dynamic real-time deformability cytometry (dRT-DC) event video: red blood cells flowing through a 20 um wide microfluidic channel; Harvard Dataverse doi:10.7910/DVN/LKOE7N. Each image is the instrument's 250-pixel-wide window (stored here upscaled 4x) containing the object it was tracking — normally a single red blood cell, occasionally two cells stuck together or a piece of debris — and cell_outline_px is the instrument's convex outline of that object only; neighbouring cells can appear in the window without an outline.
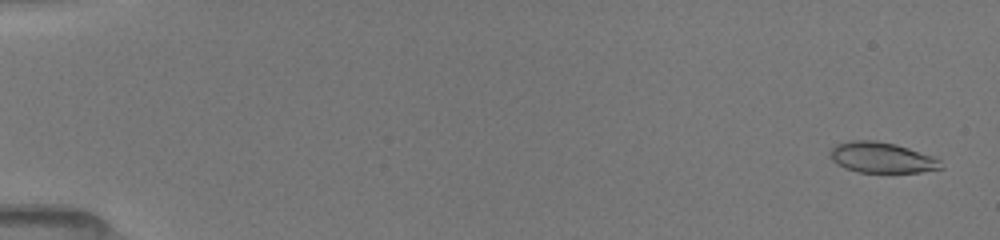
{"species": "common noctule bat (a hibernating species)", "species_latin": "Nyctalus noctula", "temperature_condition": "room temperature", "stored_images_in_passage": 51, "camera_frame_rate_fps": 3000, "um_per_image_px": 0.085, "animal": {"sex": "female", "body_mass_g": 19.5, "forearm_length_mm": 54.1}, "frame": {"image": 1, "passage_image": 2, "time_ms": 0.333, "image_size_px": [1000, 240], "cell_outline_px": [[944, 168], [920, 172], [856, 172], [844, 168], [836, 164], [832, 160], [828, 152], [836, 144], [848, 140], [876, 140], [896, 144], [932, 156], [940, 160]], "centroid_in_image_um": [74.91, 13.39], "position_along_channel_um": 10.1, "area_um2": 19.94}}
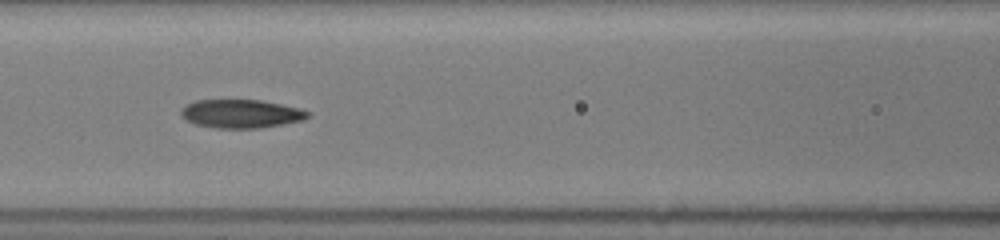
{"frame": {"image": 2, "passage_image": 24, "time_ms": 7.667, "image_size_px": [1000, 240], "cell_outline_px": [[308, 116], [304, 120], [284, 124], [260, 128], [216, 128], [196, 124], [180, 116], [180, 108], [184, 104], [196, 100], [260, 100], [300, 108], [308, 112]], "centroid_in_image_um": [20.45, 9.66], "position_along_channel_um": 146.2, "area_um2": 21.1}}
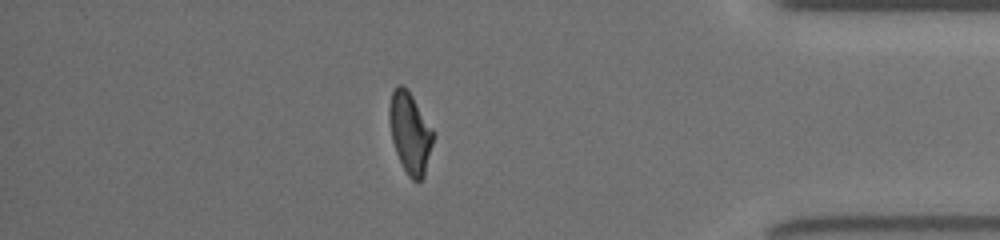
{"frame": {"image": 3, "passage_image": 45, "time_ms": 14.667, "image_size_px": [1000, 240], "cell_outline_px": [[436, 132], [424, 176], [420, 180], [412, 180], [408, 176], [396, 152], [392, 140], [388, 120], [388, 108], [392, 92], [396, 84], [400, 84], [408, 88]], "centroid_in_image_um": [34.86, 11.23], "position_along_channel_um": 400.3, "area_um2": 21.15}, "authors_computed_cell_mechanics": {"area_um2": 20.8658, "velocity_mm_per_s": 4.0518, "shape_relaxation_time_tau1_ms": 7.929, "shape_relaxation_time_tau2_ms": 1.2589, "deformation_change_tau1": 0.2459, "deformation_change_tau2": 0.0712}}